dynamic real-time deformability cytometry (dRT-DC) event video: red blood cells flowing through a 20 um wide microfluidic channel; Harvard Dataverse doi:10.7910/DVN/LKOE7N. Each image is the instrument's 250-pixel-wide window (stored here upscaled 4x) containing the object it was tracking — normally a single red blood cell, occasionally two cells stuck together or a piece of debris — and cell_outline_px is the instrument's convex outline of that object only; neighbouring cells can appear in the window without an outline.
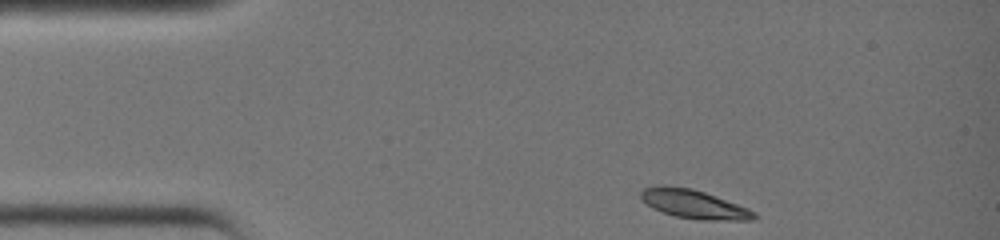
{"species": "common noctule bat (a hibernating species)", "species_latin": "Nyctalus noctula", "temperature_condition": "warm", "stored_images_in_passage": 29, "camera_frame_rate_fps": 3000, "um_per_image_px": 0.085, "animal": {"sex": "female", "body_mass_g": 19.0, "forearm_length_mm": 51.5}, "frame": {"image": 1, "passage_image": 1, "time_ms": 0.0, "image_size_px": [1000, 240], "cell_outline_px": [[756, 220], [700, 220], [676, 216], [652, 208], [640, 196], [640, 192], [644, 188], [656, 184], [664, 184], [692, 188], [704, 192], [748, 208], [756, 212]], "centroid_in_image_um": [58.97, 17.33], "position_along_channel_um": 26.0, "area_um2": 19.02}}
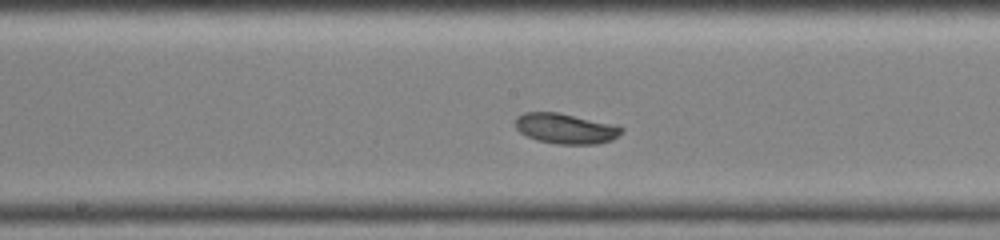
{"frame": {"image": 2, "passage_image": 15, "time_ms": 4.667, "image_size_px": [1000, 240], "cell_outline_px": [[624, 132], [612, 140], [596, 144], [556, 144], [536, 140], [520, 132], [516, 128], [516, 116], [524, 112], [560, 112], [616, 124], [624, 128]], "centroid_in_image_um": [48.12, 10.92], "position_along_channel_um": 200.1, "area_um2": 19.07}}
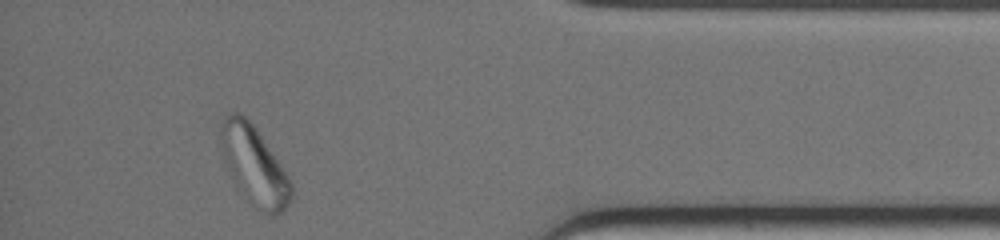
{"frame": {"image": 3, "passage_image": 29, "time_ms": 9.333, "image_size_px": [1000, 240], "cell_outline_px": [[292, 200], [276, 216], [272, 216], [252, 204], [240, 192], [224, 160], [220, 140], [220, 124], [224, 116], [228, 112], [240, 112], [252, 124], [280, 164], [288, 176], [292, 184]], "centroid_in_image_um": [21.59, 14.05], "position_along_channel_um": 413.6, "area_um2": 31.62}}